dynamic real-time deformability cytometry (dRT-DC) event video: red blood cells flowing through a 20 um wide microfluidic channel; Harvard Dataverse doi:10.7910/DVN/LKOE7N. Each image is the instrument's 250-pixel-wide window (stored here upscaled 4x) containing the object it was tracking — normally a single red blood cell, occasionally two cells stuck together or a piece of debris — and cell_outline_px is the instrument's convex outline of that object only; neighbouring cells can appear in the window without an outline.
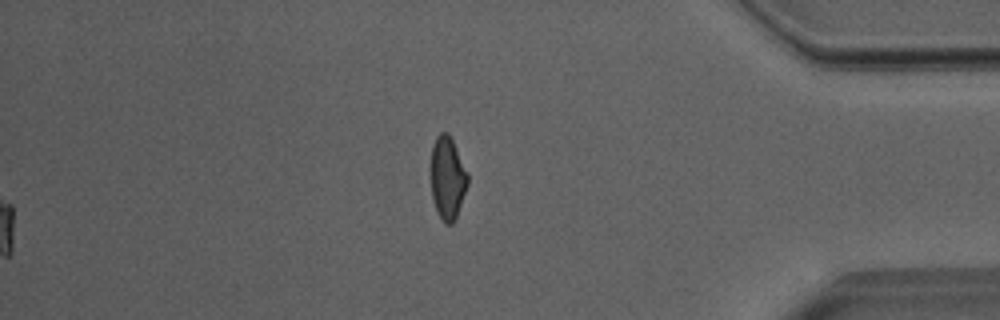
{"species": "Egyptian fruit bat (a non-hibernating species)", "species_latin": "Rousettus aegyptiacus", "temperature_condition": "room temperature", "stored_images_in_passage": 53, "segment_of_instrument_passage": [2, 2], "camera_frame_rate_fps": 3000, "um_per_image_px": 0.085, "animal": {"sex": "male"}, "frame": {"image": 1, "passage_image": 53, "time_ms": 17.333, "image_size_px": [1000, 320], "cell_outline_px": [[468, 184], [456, 216], [452, 224], [444, 224], [436, 212], [432, 196], [432, 144], [436, 136], [440, 132], [448, 132], [468, 172]], "centroid_in_image_um": [38.04, 15.13], "position_along_channel_um": 397.2, "area_um2": 17.63}}